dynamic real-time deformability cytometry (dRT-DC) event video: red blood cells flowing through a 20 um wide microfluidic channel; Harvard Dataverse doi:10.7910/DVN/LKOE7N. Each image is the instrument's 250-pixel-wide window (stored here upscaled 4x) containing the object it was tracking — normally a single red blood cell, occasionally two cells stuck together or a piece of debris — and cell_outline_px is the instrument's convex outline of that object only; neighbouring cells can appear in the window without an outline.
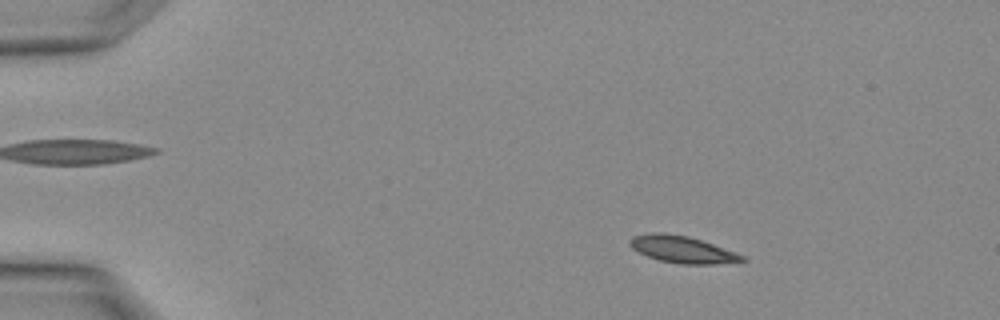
{"species": "Egyptian fruit bat (a non-hibernating species)", "species_latin": "Rousettus aegyptiacus", "temperature_condition": "warm", "stored_images_in_passage": 4, "segment_of_instrument_passage": [1, 2], "camera_frame_rate_fps": 3000, "um_per_image_px": 0.085, "animal": {"sex": "female"}, "frame": {"image": 1, "passage_image": 1, "time_ms": 0.0, "image_size_px": [1000, 320], "cell_outline_px": [[748, 260], [716, 264], [684, 264], [660, 260], [648, 256], [632, 248], [628, 244], [628, 240], [632, 236], [652, 232], [660, 232], [688, 236], [748, 256]], "centroid_in_image_um": [58.01, 21.2], "position_along_channel_um": 27.0, "area_um2": 17.57}}